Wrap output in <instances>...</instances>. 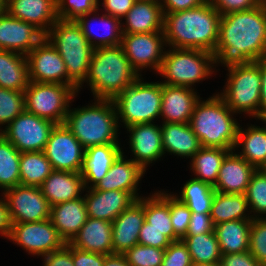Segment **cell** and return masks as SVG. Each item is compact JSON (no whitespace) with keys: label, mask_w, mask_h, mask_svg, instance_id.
Here are the masks:
<instances>
[{"label":"cell","mask_w":266,"mask_h":266,"mask_svg":"<svg viewBox=\"0 0 266 266\" xmlns=\"http://www.w3.org/2000/svg\"><path fill=\"white\" fill-rule=\"evenodd\" d=\"M266 58V6L221 16L216 66L245 65Z\"/></svg>","instance_id":"1"},{"label":"cell","mask_w":266,"mask_h":266,"mask_svg":"<svg viewBox=\"0 0 266 266\" xmlns=\"http://www.w3.org/2000/svg\"><path fill=\"white\" fill-rule=\"evenodd\" d=\"M221 16L209 0L197 8L165 13L166 48L200 49L214 54Z\"/></svg>","instance_id":"2"},{"label":"cell","mask_w":266,"mask_h":266,"mask_svg":"<svg viewBox=\"0 0 266 266\" xmlns=\"http://www.w3.org/2000/svg\"><path fill=\"white\" fill-rule=\"evenodd\" d=\"M140 75L131 66L121 45L95 48L84 83L94 99H111L135 82Z\"/></svg>","instance_id":"3"},{"label":"cell","mask_w":266,"mask_h":266,"mask_svg":"<svg viewBox=\"0 0 266 266\" xmlns=\"http://www.w3.org/2000/svg\"><path fill=\"white\" fill-rule=\"evenodd\" d=\"M80 108L69 106L64 124L84 149L104 144H120L116 107L111 99H93ZM119 132V133H118Z\"/></svg>","instance_id":"4"},{"label":"cell","mask_w":266,"mask_h":266,"mask_svg":"<svg viewBox=\"0 0 266 266\" xmlns=\"http://www.w3.org/2000/svg\"><path fill=\"white\" fill-rule=\"evenodd\" d=\"M195 104L189 124L201 147H220L234 150L237 142L238 121L224 99L214 93Z\"/></svg>","instance_id":"5"},{"label":"cell","mask_w":266,"mask_h":266,"mask_svg":"<svg viewBox=\"0 0 266 266\" xmlns=\"http://www.w3.org/2000/svg\"><path fill=\"white\" fill-rule=\"evenodd\" d=\"M45 38L61 55L68 78L79 87L86 79L94 48L75 20L58 19Z\"/></svg>","instance_id":"6"},{"label":"cell","mask_w":266,"mask_h":266,"mask_svg":"<svg viewBox=\"0 0 266 266\" xmlns=\"http://www.w3.org/2000/svg\"><path fill=\"white\" fill-rule=\"evenodd\" d=\"M159 76L164 77L162 84L194 88L210 78L215 72L214 54L200 49H166Z\"/></svg>","instance_id":"7"},{"label":"cell","mask_w":266,"mask_h":266,"mask_svg":"<svg viewBox=\"0 0 266 266\" xmlns=\"http://www.w3.org/2000/svg\"><path fill=\"white\" fill-rule=\"evenodd\" d=\"M113 102L118 122L124 128L134 124L156 123L160 118L162 103V83L144 82L140 76L129 87L117 95Z\"/></svg>","instance_id":"8"},{"label":"cell","mask_w":266,"mask_h":266,"mask_svg":"<svg viewBox=\"0 0 266 266\" xmlns=\"http://www.w3.org/2000/svg\"><path fill=\"white\" fill-rule=\"evenodd\" d=\"M227 81L218 94L235 114H247L260 120V60L228 67ZM242 112V113H241Z\"/></svg>","instance_id":"9"},{"label":"cell","mask_w":266,"mask_h":266,"mask_svg":"<svg viewBox=\"0 0 266 266\" xmlns=\"http://www.w3.org/2000/svg\"><path fill=\"white\" fill-rule=\"evenodd\" d=\"M24 92L25 109L55 124H64L69 106L78 95L69 85L31 81Z\"/></svg>","instance_id":"10"},{"label":"cell","mask_w":266,"mask_h":266,"mask_svg":"<svg viewBox=\"0 0 266 266\" xmlns=\"http://www.w3.org/2000/svg\"><path fill=\"white\" fill-rule=\"evenodd\" d=\"M55 125L25 109L0 134L21 153L44 151Z\"/></svg>","instance_id":"11"},{"label":"cell","mask_w":266,"mask_h":266,"mask_svg":"<svg viewBox=\"0 0 266 266\" xmlns=\"http://www.w3.org/2000/svg\"><path fill=\"white\" fill-rule=\"evenodd\" d=\"M121 46L131 66L141 76L142 70L152 69L158 73L164 53L166 41L164 32L152 33H123ZM146 68V69H145Z\"/></svg>","instance_id":"12"},{"label":"cell","mask_w":266,"mask_h":266,"mask_svg":"<svg viewBox=\"0 0 266 266\" xmlns=\"http://www.w3.org/2000/svg\"><path fill=\"white\" fill-rule=\"evenodd\" d=\"M8 240L37 257L59 250L66 244L50 218L37 222L12 223Z\"/></svg>","instance_id":"13"},{"label":"cell","mask_w":266,"mask_h":266,"mask_svg":"<svg viewBox=\"0 0 266 266\" xmlns=\"http://www.w3.org/2000/svg\"><path fill=\"white\" fill-rule=\"evenodd\" d=\"M26 58L31 82L69 85L78 92V87L68 78L61 55L46 38L37 44Z\"/></svg>","instance_id":"14"},{"label":"cell","mask_w":266,"mask_h":266,"mask_svg":"<svg viewBox=\"0 0 266 266\" xmlns=\"http://www.w3.org/2000/svg\"><path fill=\"white\" fill-rule=\"evenodd\" d=\"M11 223H29L50 218L51 206L40 187L17 185L2 192Z\"/></svg>","instance_id":"15"},{"label":"cell","mask_w":266,"mask_h":266,"mask_svg":"<svg viewBox=\"0 0 266 266\" xmlns=\"http://www.w3.org/2000/svg\"><path fill=\"white\" fill-rule=\"evenodd\" d=\"M44 153L53 170H82L85 149L65 124H56L52 129Z\"/></svg>","instance_id":"16"},{"label":"cell","mask_w":266,"mask_h":266,"mask_svg":"<svg viewBox=\"0 0 266 266\" xmlns=\"http://www.w3.org/2000/svg\"><path fill=\"white\" fill-rule=\"evenodd\" d=\"M45 38L35 25L11 16L6 10L0 12V49L27 55Z\"/></svg>","instance_id":"17"},{"label":"cell","mask_w":266,"mask_h":266,"mask_svg":"<svg viewBox=\"0 0 266 266\" xmlns=\"http://www.w3.org/2000/svg\"><path fill=\"white\" fill-rule=\"evenodd\" d=\"M129 133V148L133 161L145 172L148 165L156 162L165 154L162 146L161 125L154 123L134 124L126 127Z\"/></svg>","instance_id":"18"},{"label":"cell","mask_w":266,"mask_h":266,"mask_svg":"<svg viewBox=\"0 0 266 266\" xmlns=\"http://www.w3.org/2000/svg\"><path fill=\"white\" fill-rule=\"evenodd\" d=\"M144 221V196H142L112 222L113 254H124L138 244L140 229Z\"/></svg>","instance_id":"19"},{"label":"cell","mask_w":266,"mask_h":266,"mask_svg":"<svg viewBox=\"0 0 266 266\" xmlns=\"http://www.w3.org/2000/svg\"><path fill=\"white\" fill-rule=\"evenodd\" d=\"M122 152L110 167L108 173L94 188L99 191L119 190L129 192L136 200L141 198L139 184L145 171L132 158L127 159Z\"/></svg>","instance_id":"20"},{"label":"cell","mask_w":266,"mask_h":266,"mask_svg":"<svg viewBox=\"0 0 266 266\" xmlns=\"http://www.w3.org/2000/svg\"><path fill=\"white\" fill-rule=\"evenodd\" d=\"M84 202L88 217L113 222L136 199L129 193L119 190L99 191L86 188Z\"/></svg>","instance_id":"21"},{"label":"cell","mask_w":266,"mask_h":266,"mask_svg":"<svg viewBox=\"0 0 266 266\" xmlns=\"http://www.w3.org/2000/svg\"><path fill=\"white\" fill-rule=\"evenodd\" d=\"M200 98L194 88L162 84L160 117L165 123H189Z\"/></svg>","instance_id":"22"},{"label":"cell","mask_w":266,"mask_h":266,"mask_svg":"<svg viewBox=\"0 0 266 266\" xmlns=\"http://www.w3.org/2000/svg\"><path fill=\"white\" fill-rule=\"evenodd\" d=\"M234 152L232 150L225 156L213 187L222 193L245 194L256 168Z\"/></svg>","instance_id":"23"},{"label":"cell","mask_w":266,"mask_h":266,"mask_svg":"<svg viewBox=\"0 0 266 266\" xmlns=\"http://www.w3.org/2000/svg\"><path fill=\"white\" fill-rule=\"evenodd\" d=\"M4 10L17 19L35 25L44 34L58 20L56 0H6Z\"/></svg>","instance_id":"24"},{"label":"cell","mask_w":266,"mask_h":266,"mask_svg":"<svg viewBox=\"0 0 266 266\" xmlns=\"http://www.w3.org/2000/svg\"><path fill=\"white\" fill-rule=\"evenodd\" d=\"M40 188L50 206L83 197L86 189L81 173L61 170H53Z\"/></svg>","instance_id":"25"},{"label":"cell","mask_w":266,"mask_h":266,"mask_svg":"<svg viewBox=\"0 0 266 266\" xmlns=\"http://www.w3.org/2000/svg\"><path fill=\"white\" fill-rule=\"evenodd\" d=\"M122 33H152L163 31L164 14L160 1L135 0L124 17Z\"/></svg>","instance_id":"26"},{"label":"cell","mask_w":266,"mask_h":266,"mask_svg":"<svg viewBox=\"0 0 266 266\" xmlns=\"http://www.w3.org/2000/svg\"><path fill=\"white\" fill-rule=\"evenodd\" d=\"M69 244L83 251L113 254L112 222L88 217Z\"/></svg>","instance_id":"27"},{"label":"cell","mask_w":266,"mask_h":266,"mask_svg":"<svg viewBox=\"0 0 266 266\" xmlns=\"http://www.w3.org/2000/svg\"><path fill=\"white\" fill-rule=\"evenodd\" d=\"M121 144H104L85 149L81 176L85 188H93L108 173L123 152Z\"/></svg>","instance_id":"28"},{"label":"cell","mask_w":266,"mask_h":266,"mask_svg":"<svg viewBox=\"0 0 266 266\" xmlns=\"http://www.w3.org/2000/svg\"><path fill=\"white\" fill-rule=\"evenodd\" d=\"M100 9L97 8L91 13L79 16L75 21L82 29V33L87 38V41L95 49L99 47L121 45L122 42V21L109 14H99ZM101 15V16H100ZM90 18V19H89ZM94 19V20H93ZM97 20L103 24L104 33L93 32L94 26L92 23ZM91 22V23H90ZM95 23V22H94ZM97 23V22H96ZM98 25V24H97ZM101 26V25H100Z\"/></svg>","instance_id":"29"},{"label":"cell","mask_w":266,"mask_h":266,"mask_svg":"<svg viewBox=\"0 0 266 266\" xmlns=\"http://www.w3.org/2000/svg\"><path fill=\"white\" fill-rule=\"evenodd\" d=\"M87 218L84 197L51 206V222L65 243H69L73 239Z\"/></svg>","instance_id":"30"},{"label":"cell","mask_w":266,"mask_h":266,"mask_svg":"<svg viewBox=\"0 0 266 266\" xmlns=\"http://www.w3.org/2000/svg\"><path fill=\"white\" fill-rule=\"evenodd\" d=\"M162 146L166 154L192 158L201 148L200 141L189 123L161 124Z\"/></svg>","instance_id":"31"},{"label":"cell","mask_w":266,"mask_h":266,"mask_svg":"<svg viewBox=\"0 0 266 266\" xmlns=\"http://www.w3.org/2000/svg\"><path fill=\"white\" fill-rule=\"evenodd\" d=\"M260 121L265 123V127L251 124V126L247 125V129H242V125H239L234 148L238 150L239 147L241 152L236 153L256 169L266 162V118Z\"/></svg>","instance_id":"32"},{"label":"cell","mask_w":266,"mask_h":266,"mask_svg":"<svg viewBox=\"0 0 266 266\" xmlns=\"http://www.w3.org/2000/svg\"><path fill=\"white\" fill-rule=\"evenodd\" d=\"M252 219L231 220L214 225L221 254L249 251Z\"/></svg>","instance_id":"33"},{"label":"cell","mask_w":266,"mask_h":266,"mask_svg":"<svg viewBox=\"0 0 266 266\" xmlns=\"http://www.w3.org/2000/svg\"><path fill=\"white\" fill-rule=\"evenodd\" d=\"M29 82L26 56L0 49V87L25 91Z\"/></svg>","instance_id":"34"},{"label":"cell","mask_w":266,"mask_h":266,"mask_svg":"<svg viewBox=\"0 0 266 266\" xmlns=\"http://www.w3.org/2000/svg\"><path fill=\"white\" fill-rule=\"evenodd\" d=\"M244 194L215 192L210 216L213 225L231 220L253 219ZM248 212V213H246Z\"/></svg>","instance_id":"35"},{"label":"cell","mask_w":266,"mask_h":266,"mask_svg":"<svg viewBox=\"0 0 266 266\" xmlns=\"http://www.w3.org/2000/svg\"><path fill=\"white\" fill-rule=\"evenodd\" d=\"M144 216L151 228L163 231L171 241L180 240L171 224L168 191L158 190L144 197Z\"/></svg>","instance_id":"36"},{"label":"cell","mask_w":266,"mask_h":266,"mask_svg":"<svg viewBox=\"0 0 266 266\" xmlns=\"http://www.w3.org/2000/svg\"><path fill=\"white\" fill-rule=\"evenodd\" d=\"M229 152V149L220 147H201L190 159V170L194 173V178L214 186L222 162Z\"/></svg>","instance_id":"37"},{"label":"cell","mask_w":266,"mask_h":266,"mask_svg":"<svg viewBox=\"0 0 266 266\" xmlns=\"http://www.w3.org/2000/svg\"><path fill=\"white\" fill-rule=\"evenodd\" d=\"M181 189L179 195L175 193L174 196L185 203L191 212L210 213L216 192L213 186L193 177Z\"/></svg>","instance_id":"38"},{"label":"cell","mask_w":266,"mask_h":266,"mask_svg":"<svg viewBox=\"0 0 266 266\" xmlns=\"http://www.w3.org/2000/svg\"><path fill=\"white\" fill-rule=\"evenodd\" d=\"M20 185L40 187L53 171L44 151L20 154Z\"/></svg>","instance_id":"39"},{"label":"cell","mask_w":266,"mask_h":266,"mask_svg":"<svg viewBox=\"0 0 266 266\" xmlns=\"http://www.w3.org/2000/svg\"><path fill=\"white\" fill-rule=\"evenodd\" d=\"M20 154L21 152L0 134L1 192L20 185Z\"/></svg>","instance_id":"40"},{"label":"cell","mask_w":266,"mask_h":266,"mask_svg":"<svg viewBox=\"0 0 266 266\" xmlns=\"http://www.w3.org/2000/svg\"><path fill=\"white\" fill-rule=\"evenodd\" d=\"M190 253L192 262L220 263L221 251L215 232L182 238Z\"/></svg>","instance_id":"41"},{"label":"cell","mask_w":266,"mask_h":266,"mask_svg":"<svg viewBox=\"0 0 266 266\" xmlns=\"http://www.w3.org/2000/svg\"><path fill=\"white\" fill-rule=\"evenodd\" d=\"M244 195L252 218H266V175L259 169L253 173Z\"/></svg>","instance_id":"42"},{"label":"cell","mask_w":266,"mask_h":266,"mask_svg":"<svg viewBox=\"0 0 266 266\" xmlns=\"http://www.w3.org/2000/svg\"><path fill=\"white\" fill-rule=\"evenodd\" d=\"M24 110V91H14L0 87V132Z\"/></svg>","instance_id":"43"},{"label":"cell","mask_w":266,"mask_h":266,"mask_svg":"<svg viewBox=\"0 0 266 266\" xmlns=\"http://www.w3.org/2000/svg\"><path fill=\"white\" fill-rule=\"evenodd\" d=\"M164 253L165 249L137 244L123 255L130 266H161Z\"/></svg>","instance_id":"44"},{"label":"cell","mask_w":266,"mask_h":266,"mask_svg":"<svg viewBox=\"0 0 266 266\" xmlns=\"http://www.w3.org/2000/svg\"><path fill=\"white\" fill-rule=\"evenodd\" d=\"M99 0H56L58 19L76 20L99 8Z\"/></svg>","instance_id":"45"},{"label":"cell","mask_w":266,"mask_h":266,"mask_svg":"<svg viewBox=\"0 0 266 266\" xmlns=\"http://www.w3.org/2000/svg\"><path fill=\"white\" fill-rule=\"evenodd\" d=\"M249 252L262 266H266V218L252 219Z\"/></svg>","instance_id":"46"},{"label":"cell","mask_w":266,"mask_h":266,"mask_svg":"<svg viewBox=\"0 0 266 266\" xmlns=\"http://www.w3.org/2000/svg\"><path fill=\"white\" fill-rule=\"evenodd\" d=\"M169 210L173 230L182 239L187 233L192 212L171 192L169 193Z\"/></svg>","instance_id":"47"},{"label":"cell","mask_w":266,"mask_h":266,"mask_svg":"<svg viewBox=\"0 0 266 266\" xmlns=\"http://www.w3.org/2000/svg\"><path fill=\"white\" fill-rule=\"evenodd\" d=\"M192 260L186 244L182 239L172 241L165 249L161 266H191Z\"/></svg>","instance_id":"48"},{"label":"cell","mask_w":266,"mask_h":266,"mask_svg":"<svg viewBox=\"0 0 266 266\" xmlns=\"http://www.w3.org/2000/svg\"><path fill=\"white\" fill-rule=\"evenodd\" d=\"M171 242L172 241L163 234V231L151 228L150 223L144 221L140 229L138 244L152 246L158 249H166Z\"/></svg>","instance_id":"49"},{"label":"cell","mask_w":266,"mask_h":266,"mask_svg":"<svg viewBox=\"0 0 266 266\" xmlns=\"http://www.w3.org/2000/svg\"><path fill=\"white\" fill-rule=\"evenodd\" d=\"M212 6L221 14L226 15L232 12L247 11L259 4L256 0H209Z\"/></svg>","instance_id":"50"},{"label":"cell","mask_w":266,"mask_h":266,"mask_svg":"<svg viewBox=\"0 0 266 266\" xmlns=\"http://www.w3.org/2000/svg\"><path fill=\"white\" fill-rule=\"evenodd\" d=\"M214 232L210 213H191L189 227L185 236H195Z\"/></svg>","instance_id":"51"},{"label":"cell","mask_w":266,"mask_h":266,"mask_svg":"<svg viewBox=\"0 0 266 266\" xmlns=\"http://www.w3.org/2000/svg\"><path fill=\"white\" fill-rule=\"evenodd\" d=\"M43 266H74L73 247L66 243L61 249L42 257Z\"/></svg>","instance_id":"52"},{"label":"cell","mask_w":266,"mask_h":266,"mask_svg":"<svg viewBox=\"0 0 266 266\" xmlns=\"http://www.w3.org/2000/svg\"><path fill=\"white\" fill-rule=\"evenodd\" d=\"M134 2L135 0H103L102 3L99 1L98 6L103 7V12L105 14H109L122 21L125 15L132 8Z\"/></svg>","instance_id":"53"},{"label":"cell","mask_w":266,"mask_h":266,"mask_svg":"<svg viewBox=\"0 0 266 266\" xmlns=\"http://www.w3.org/2000/svg\"><path fill=\"white\" fill-rule=\"evenodd\" d=\"M220 266H262L249 252L222 254Z\"/></svg>","instance_id":"54"},{"label":"cell","mask_w":266,"mask_h":266,"mask_svg":"<svg viewBox=\"0 0 266 266\" xmlns=\"http://www.w3.org/2000/svg\"><path fill=\"white\" fill-rule=\"evenodd\" d=\"M107 255L79 250L73 247L74 266H103Z\"/></svg>","instance_id":"55"},{"label":"cell","mask_w":266,"mask_h":266,"mask_svg":"<svg viewBox=\"0 0 266 266\" xmlns=\"http://www.w3.org/2000/svg\"><path fill=\"white\" fill-rule=\"evenodd\" d=\"M207 0H160L163 14L197 8Z\"/></svg>","instance_id":"56"},{"label":"cell","mask_w":266,"mask_h":266,"mask_svg":"<svg viewBox=\"0 0 266 266\" xmlns=\"http://www.w3.org/2000/svg\"><path fill=\"white\" fill-rule=\"evenodd\" d=\"M12 223L9 217V210L4 196L0 198V235L9 239Z\"/></svg>","instance_id":"57"},{"label":"cell","mask_w":266,"mask_h":266,"mask_svg":"<svg viewBox=\"0 0 266 266\" xmlns=\"http://www.w3.org/2000/svg\"><path fill=\"white\" fill-rule=\"evenodd\" d=\"M261 94H260V120L266 118V58L260 59Z\"/></svg>","instance_id":"58"},{"label":"cell","mask_w":266,"mask_h":266,"mask_svg":"<svg viewBox=\"0 0 266 266\" xmlns=\"http://www.w3.org/2000/svg\"><path fill=\"white\" fill-rule=\"evenodd\" d=\"M103 266H130L123 254L107 255Z\"/></svg>","instance_id":"59"},{"label":"cell","mask_w":266,"mask_h":266,"mask_svg":"<svg viewBox=\"0 0 266 266\" xmlns=\"http://www.w3.org/2000/svg\"><path fill=\"white\" fill-rule=\"evenodd\" d=\"M191 266H220V263L209 264V263H203V262H192Z\"/></svg>","instance_id":"60"},{"label":"cell","mask_w":266,"mask_h":266,"mask_svg":"<svg viewBox=\"0 0 266 266\" xmlns=\"http://www.w3.org/2000/svg\"><path fill=\"white\" fill-rule=\"evenodd\" d=\"M6 7V0H0V12Z\"/></svg>","instance_id":"61"},{"label":"cell","mask_w":266,"mask_h":266,"mask_svg":"<svg viewBox=\"0 0 266 266\" xmlns=\"http://www.w3.org/2000/svg\"><path fill=\"white\" fill-rule=\"evenodd\" d=\"M266 175V162L259 168Z\"/></svg>","instance_id":"62"},{"label":"cell","mask_w":266,"mask_h":266,"mask_svg":"<svg viewBox=\"0 0 266 266\" xmlns=\"http://www.w3.org/2000/svg\"><path fill=\"white\" fill-rule=\"evenodd\" d=\"M259 5L266 6V0H256Z\"/></svg>","instance_id":"63"}]
</instances>
